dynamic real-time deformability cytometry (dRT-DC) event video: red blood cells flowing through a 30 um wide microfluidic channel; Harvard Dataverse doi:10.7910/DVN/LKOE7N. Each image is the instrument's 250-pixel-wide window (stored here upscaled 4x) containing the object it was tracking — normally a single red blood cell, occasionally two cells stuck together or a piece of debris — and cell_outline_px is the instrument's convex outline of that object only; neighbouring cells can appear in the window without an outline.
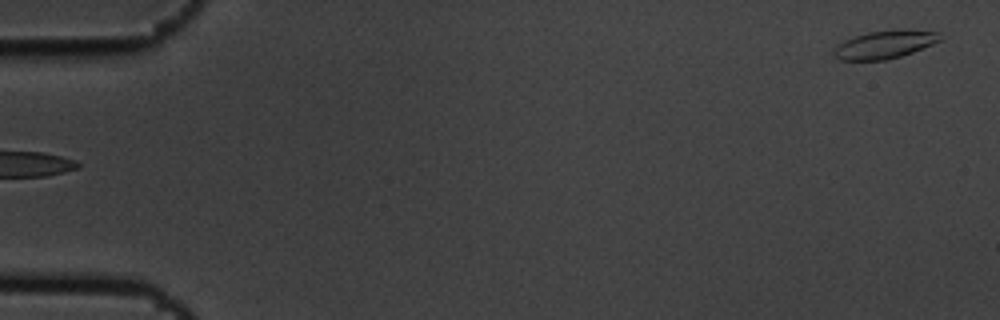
{"species": "common noctule bat (a hibernating species)", "species_latin": "Nyctalus noctula", "temperature_condition": "cold", "stored_images_in_passage": 13, "camera_frame_rate_fps": 3000, "um_per_image_px": 0.085, "animal": {"sex": "male", "body_mass_g": 19.5, "forearm_length_mm": 54.6}, "frame": {"image": 1, "passage_image": 1, "time_ms": 0.0, "image_size_px": [1000, 320], "cell_outline_px": [[940, 40], [932, 44], [912, 52], [900, 56], [884, 60], [840, 60], [832, 56], [832, 52], [836, 44], [844, 40], [868, 32], [896, 28], [904, 28], [940, 32]], "centroid_in_image_um": [75.17, 3.76], "position_along_channel_um": 9.8, "area_um2": 17.63}}
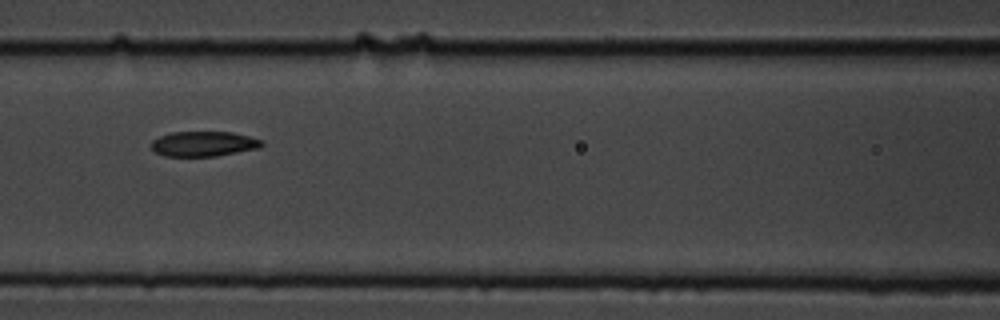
{"frame": {"image": 2, "passage_image": 7, "time_ms": 2.0, "image_size_px": [1000, 320], "cell_outline_px": [[264, 144], [260, 148], [216, 156], [164, 156], [152, 152], [152, 140], [160, 136], [172, 132], [232, 132], [264, 140]], "centroid_in_image_um": [17.31, 12.23], "position_along_channel_um": 149.3, "area_um2": 16.24}}
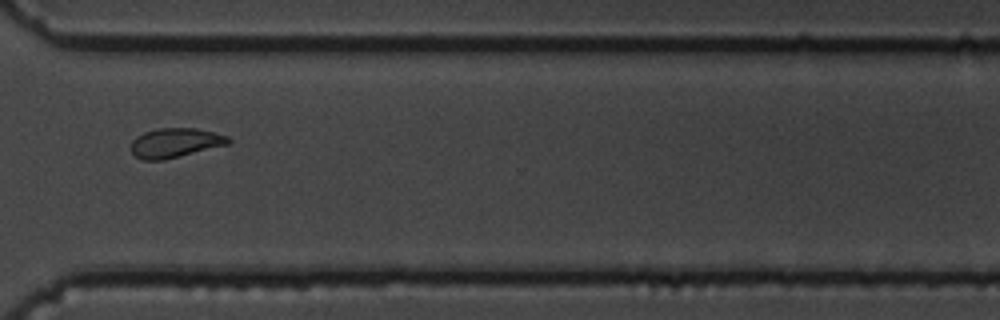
{"frame": {"image": 3, "passage_image": 12, "time_ms": 3.667, "image_size_px": [1000, 320], "cell_outline_px": [[232, 140], [228, 144], [164, 160], [144, 160], [136, 156], [132, 152], [132, 140], [136, 136], [144, 132], [160, 128], [196, 128], [216, 132], [228, 136]], "centroid_in_image_um": [14.91, 12.13], "position_along_channel_um": 355.7, "area_um2": 16.65}}